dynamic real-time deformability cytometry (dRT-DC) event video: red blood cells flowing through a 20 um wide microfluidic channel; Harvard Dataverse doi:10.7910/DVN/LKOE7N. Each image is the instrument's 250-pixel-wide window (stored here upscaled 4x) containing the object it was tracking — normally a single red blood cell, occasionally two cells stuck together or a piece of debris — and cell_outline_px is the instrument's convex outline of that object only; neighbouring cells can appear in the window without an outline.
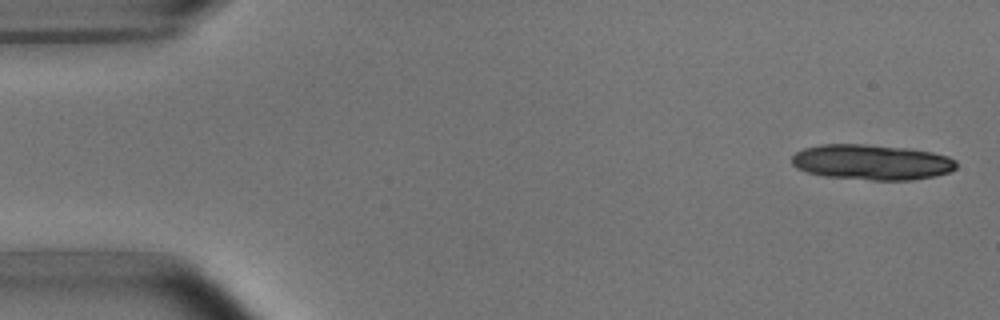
{"species": "common noctule bat (a hibernating species)", "species_latin": "Nyctalus noctula", "temperature_condition": "room temperature", "stored_images_in_passage": 6, "segment_of_instrument_passage": [1, 2], "camera_frame_rate_fps": 3000, "um_per_image_px": 0.085, "animal": {"sex": "male", "body_mass_g": 15.6}, "frame": {"image": 1, "passage_image": 1, "time_ms": 0.0, "image_size_px": [1000, 320], "cell_outline_px": [[956, 168], [948, 172], [932, 176], [908, 180], [872, 180], [824, 176], [808, 172], [796, 168], [792, 164], [792, 156], [796, 152], [804, 148], [820, 144], [864, 144], [912, 148], [932, 152], [948, 156], [956, 160]], "centroid_in_image_um": [74.08, 13.77], "position_along_channel_um": 10.9, "area_um2": 33.99}}